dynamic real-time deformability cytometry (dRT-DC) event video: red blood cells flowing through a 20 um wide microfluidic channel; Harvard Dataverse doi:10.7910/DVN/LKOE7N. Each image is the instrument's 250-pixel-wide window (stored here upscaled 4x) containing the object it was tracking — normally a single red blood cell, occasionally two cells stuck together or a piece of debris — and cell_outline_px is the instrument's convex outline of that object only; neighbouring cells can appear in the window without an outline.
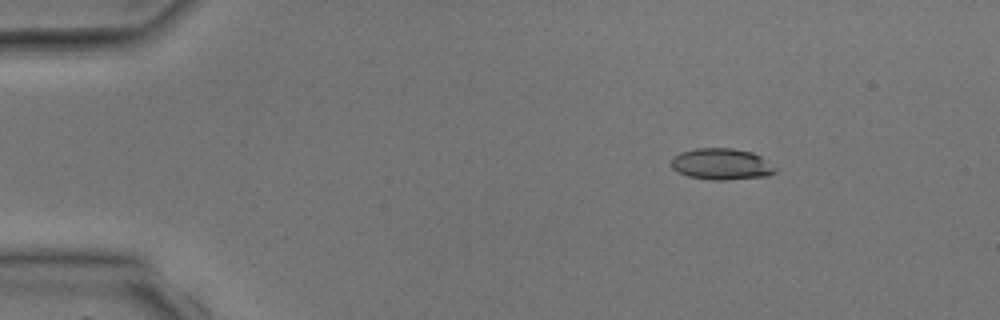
{"species": "common noctule bat (a hibernating species)", "species_latin": "Nyctalus noctula", "temperature_condition": "room temperature", "stored_images_in_passage": 4, "camera_frame_rate_fps": 3000, "um_per_image_px": 0.085, "animal": {"sex": "male", "body_mass_g": 17.9, "forearm_length_mm": 54.2}, "frame": {"image": 1, "passage_image": 2, "time_ms": 1.333, "image_size_px": [1000, 320], "cell_outline_px": [[776, 172], [768, 176], [728, 180], [712, 180], [688, 176], [676, 172], [672, 168], [672, 156], [680, 152], [696, 148], [732, 148], [752, 152], [760, 156], [776, 168]], "centroid_in_image_um": [61.31, 13.95], "position_along_channel_um": 23.7, "area_um2": 19.13}}
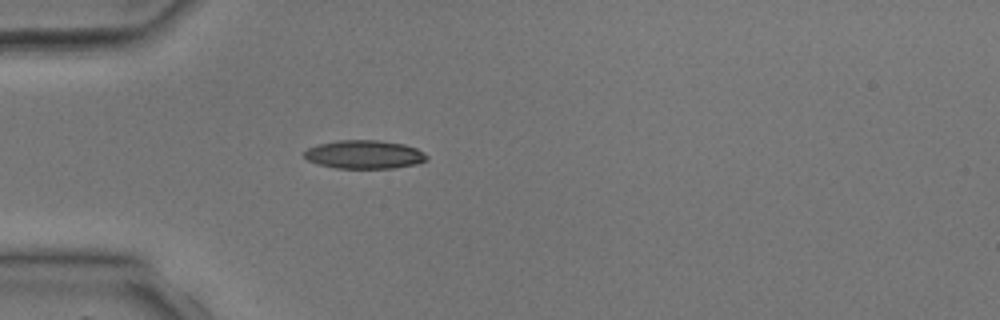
{"frame": {"image": 2, "passage_image": 4, "time_ms": 3.333, "image_size_px": [1000, 320], "cell_outline_px": [[428, 160], [416, 164], [392, 168], [336, 168], [320, 164], [308, 160], [304, 156], [304, 152], [308, 148], [320, 144], [340, 140], [380, 140], [404, 144], [416, 148], [424, 152], [428, 156]], "centroid_in_image_um": [31.01, 13.13], "position_along_channel_um": 54.0, "area_um2": 20.23}}